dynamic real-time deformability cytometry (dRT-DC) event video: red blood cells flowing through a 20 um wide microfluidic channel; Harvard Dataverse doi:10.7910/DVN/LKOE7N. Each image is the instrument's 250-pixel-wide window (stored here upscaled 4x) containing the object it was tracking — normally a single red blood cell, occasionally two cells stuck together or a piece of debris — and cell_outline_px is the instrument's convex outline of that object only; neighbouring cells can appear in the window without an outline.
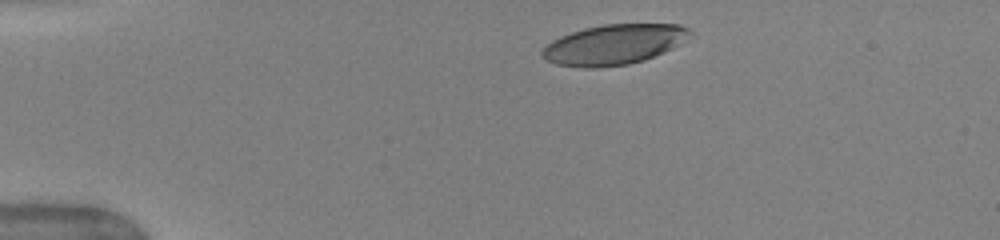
{"species": "human", "species_latin": "Homo sapiens", "temperature_condition": "warm", "stored_images_in_passage": 9, "camera_frame_rate_fps": 3000, "um_per_image_px": 0.085, "donor": {"sex": "female"}, "frame": {"image": 1, "passage_image": 1, "time_ms": 0.0, "image_size_px": [1000, 240], "cell_outline_px": [[696, 36], [664, 52], [644, 60], [628, 64], [596, 68], [584, 68], [556, 64], [544, 60], [540, 56], [540, 52], [552, 40], [560, 36], [584, 28], [604, 24], [680, 24], [696, 32]], "centroid_in_image_um": [52.23, 3.78], "position_along_channel_um": 32.8, "area_um2": 35.08}}